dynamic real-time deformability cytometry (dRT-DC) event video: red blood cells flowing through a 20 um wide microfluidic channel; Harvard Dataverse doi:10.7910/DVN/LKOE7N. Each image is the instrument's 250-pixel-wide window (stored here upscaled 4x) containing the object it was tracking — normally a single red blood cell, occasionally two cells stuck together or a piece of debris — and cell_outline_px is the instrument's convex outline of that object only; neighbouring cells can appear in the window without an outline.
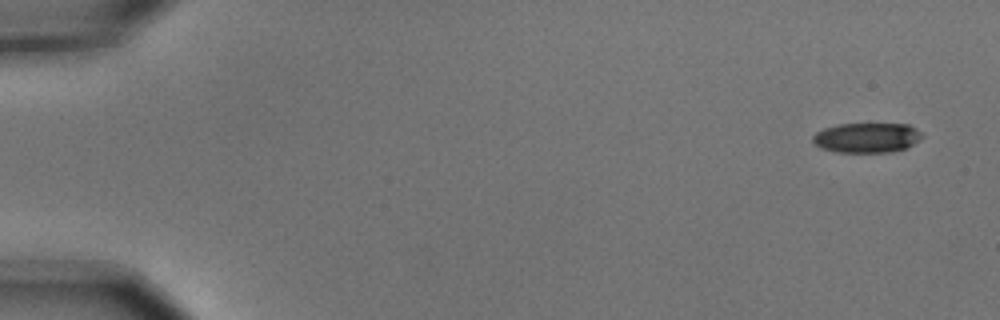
{"species": "common noctule bat (a hibernating species)", "species_latin": "Nyctalus noctula", "temperature_condition": "cold", "stored_images_in_passage": 7, "camera_frame_rate_fps": 3000, "um_per_image_px": 0.085, "animal": {"sex": "male", "body_mass_g": 15.6}, "frame": {"image": 1, "passage_image": 1, "time_ms": 0.0, "image_size_px": [1000, 320], "cell_outline_px": [[924, 136], [920, 140], [908, 148], [888, 152], [836, 152], [820, 148], [812, 140], [812, 136], [816, 132], [824, 128], [840, 124], [908, 124], [916, 128]], "centroid_in_image_um": [73.7, 11.71], "position_along_channel_um": 11.3, "area_um2": 19.13}}
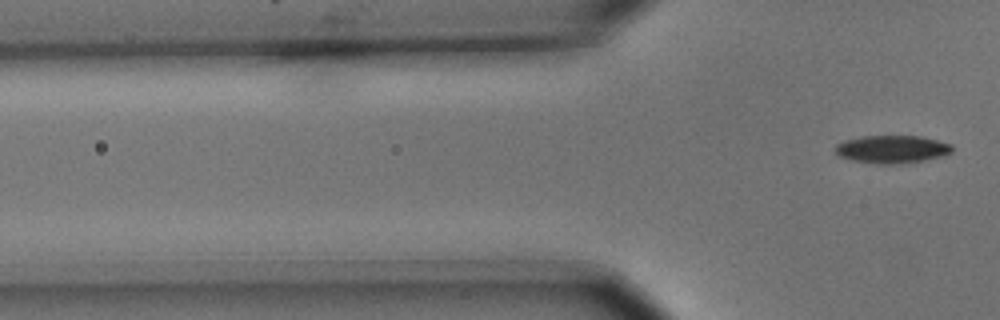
{"frame": {"image": 2, "passage_image": 7, "time_ms": 2.0, "image_size_px": [1000, 320], "cell_outline_px": [[952, 152], [944, 156], [904, 164], [876, 164], [852, 160], [840, 156], [832, 148], [836, 144], [844, 140], [860, 136], [920, 136], [952, 144]], "centroid_in_image_um": [75.8, 12.69], "position_along_channel_um": 50.0, "area_um2": 19.19}}